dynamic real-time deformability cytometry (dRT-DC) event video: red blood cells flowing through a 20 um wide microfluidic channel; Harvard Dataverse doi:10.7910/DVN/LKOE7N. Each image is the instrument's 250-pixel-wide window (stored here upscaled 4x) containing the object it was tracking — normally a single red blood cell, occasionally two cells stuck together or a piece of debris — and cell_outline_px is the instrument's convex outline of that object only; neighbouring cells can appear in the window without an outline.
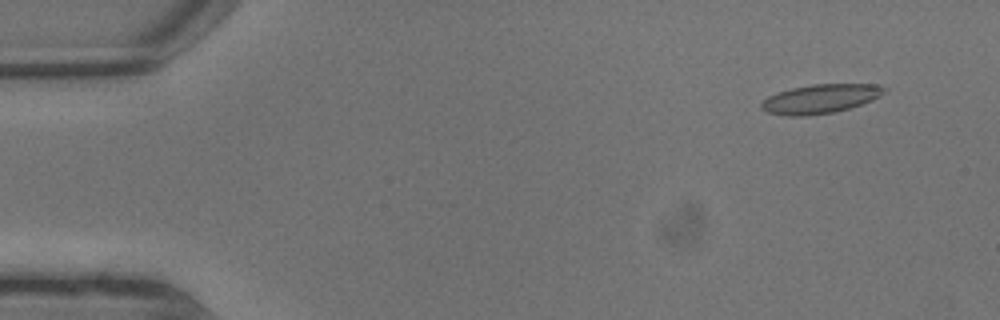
{"species": "common noctule bat (a hibernating species)", "species_latin": "Nyctalus noctula", "temperature_condition": "warm", "stored_images_in_passage": 6, "camera_frame_rate_fps": 3000, "um_per_image_px": 0.085, "animal": {"sex": "male", "body_mass_g": 13.3}, "frame": {"image": 1, "passage_image": 2, "time_ms": 0.333, "image_size_px": [1000, 320], "cell_outline_px": [[888, 88], [880, 96], [872, 100], [848, 108], [832, 112], [808, 116], [784, 116], [768, 112], [760, 108], [760, 104], [768, 96], [776, 92], [792, 88], [812, 84], [876, 84]], "centroid_in_image_um": [69.7, 8.4], "position_along_channel_um": 15.3, "area_um2": 20.81}}
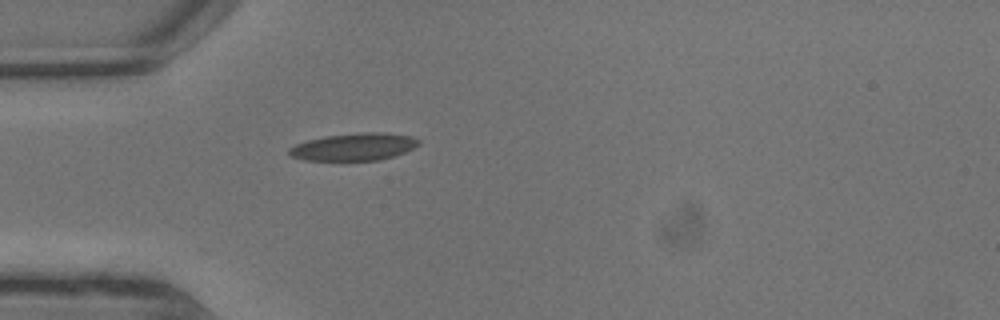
{"frame": {"image": 2, "passage_image": 6, "time_ms": 1.667, "image_size_px": [1000, 320], "cell_outline_px": [[420, 144], [404, 152], [380, 160], [344, 164], [304, 160], [292, 156], [288, 152], [288, 148], [296, 144], [308, 140], [324, 136], [364, 132], [380, 132], [412, 136], [420, 140]], "centroid_in_image_um": [30.04, 12.54], "position_along_channel_um": 55.0, "area_um2": 21.62}}